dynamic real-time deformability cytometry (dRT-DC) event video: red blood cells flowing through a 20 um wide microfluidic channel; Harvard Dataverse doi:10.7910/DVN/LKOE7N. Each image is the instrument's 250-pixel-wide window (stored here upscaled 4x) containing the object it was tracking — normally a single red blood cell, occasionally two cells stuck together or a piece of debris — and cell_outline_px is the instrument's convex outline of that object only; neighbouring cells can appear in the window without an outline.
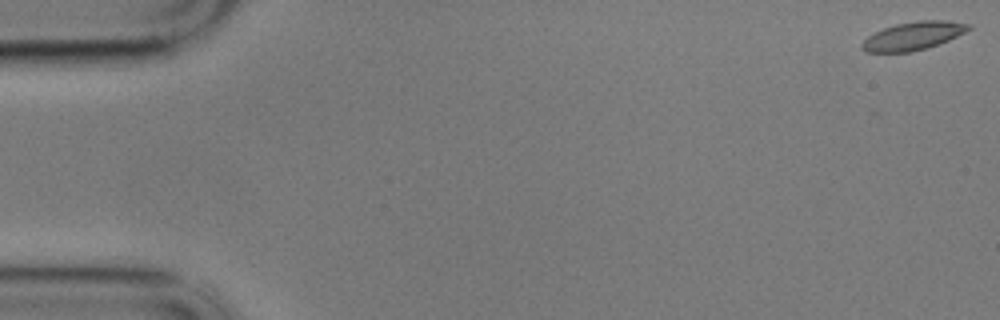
{"species": "common noctule bat (a hibernating species)", "species_latin": "Nyctalus noctula", "temperature_condition": "cold", "stored_images_in_passage": 59, "camera_frame_rate_fps": 3000, "um_per_image_px": 0.085, "animal": {"sex": "male", "body_mass_g": 17.9}, "frame": {"image": 1, "passage_image": 1, "time_ms": 0.0, "image_size_px": [1000, 320], "cell_outline_px": [[972, 28], [948, 40], [928, 48], [912, 52], [864, 52], [860, 48], [860, 44], [868, 36], [884, 28], [896, 24], [916, 20], [944, 20], [972, 24]], "centroid_in_image_um": [77.61, 3.05], "position_along_channel_um": 7.4, "area_um2": 17.57}}
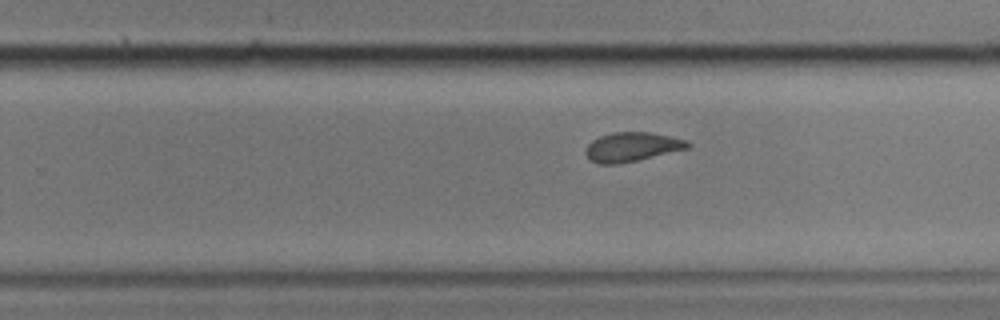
{"frame": {"image": 2, "passage_image": 37, "time_ms": 12.0, "image_size_px": [1000, 320], "cell_outline_px": [[692, 144], [688, 148], [636, 160], [616, 164], [600, 164], [592, 160], [584, 152], [584, 148], [592, 140], [600, 136], [612, 132], [648, 132], [688, 140]], "centroid_in_image_um": [53.7, 12.47], "position_along_channel_um": 276.1, "area_um2": 17.17}}
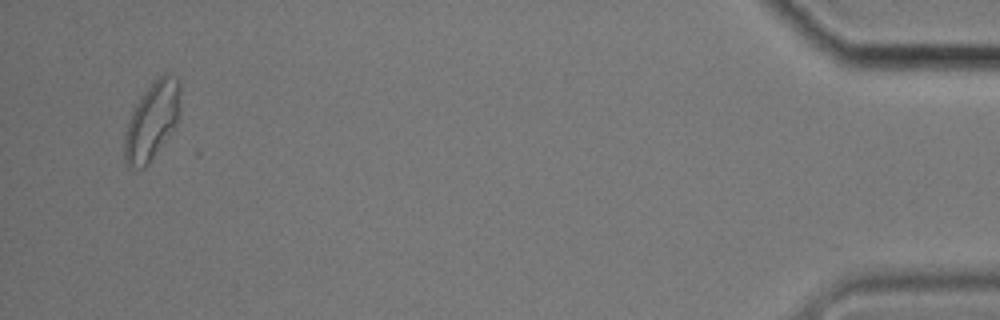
{"frame": {"image": 3, "passage_image": 57, "time_ms": 18.667, "image_size_px": [1000, 320], "cell_outline_px": [[180, 112], [176, 124], [148, 164], [144, 168], [128, 168], [124, 160], [124, 136], [132, 112], [136, 104], [144, 92], [164, 72], [168, 72], [176, 76], [180, 84]], "centroid_in_image_um": [12.93, 10.27], "position_along_channel_um": 422.3, "area_um2": 25.03}, "authors_computed_cell_mechanics": {"area_um2": 17.8024, "velocity_mm_per_s": 3.3914, "shape_relaxation_time_tau1_ms": null, "shape_relaxation_time_tau2_ms": 2.4474, "deformation_change_tau1": null, "deformation_change_tau2": 0.0792}}